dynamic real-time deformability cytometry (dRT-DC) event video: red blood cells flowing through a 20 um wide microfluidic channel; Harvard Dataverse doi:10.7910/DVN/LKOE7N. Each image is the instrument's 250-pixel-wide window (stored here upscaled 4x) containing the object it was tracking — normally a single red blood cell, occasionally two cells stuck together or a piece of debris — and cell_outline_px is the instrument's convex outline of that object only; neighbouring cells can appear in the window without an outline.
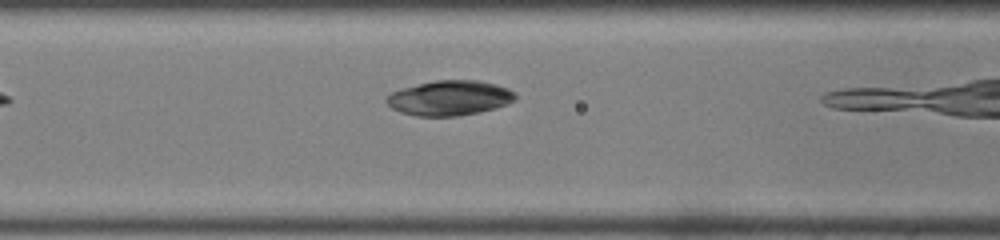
{"species": "common noctule bat (a hibernating species)", "species_latin": "Nyctalus noctula", "temperature_condition": "room temperature", "stored_images_in_passage": 4, "camera_frame_rate_fps": 3000, "um_per_image_px": 0.085, "animal": {"sex": "male", "body_mass_g": 19.0, "forearm_length_mm": 50.8}, "frame": {"image": 1, "passage_image": 3, "time_ms": 0.667, "image_size_px": [1000, 240], "cell_outline_px": [[516, 100], [508, 104], [496, 108], [456, 116], [416, 116], [400, 112], [392, 108], [384, 100], [392, 92], [404, 88], [436, 80], [480, 80], [496, 84], [508, 88], [516, 92]], "centroid_in_image_um": [38.26, 8.33], "position_along_channel_um": 128.3, "area_um2": 26.18}}